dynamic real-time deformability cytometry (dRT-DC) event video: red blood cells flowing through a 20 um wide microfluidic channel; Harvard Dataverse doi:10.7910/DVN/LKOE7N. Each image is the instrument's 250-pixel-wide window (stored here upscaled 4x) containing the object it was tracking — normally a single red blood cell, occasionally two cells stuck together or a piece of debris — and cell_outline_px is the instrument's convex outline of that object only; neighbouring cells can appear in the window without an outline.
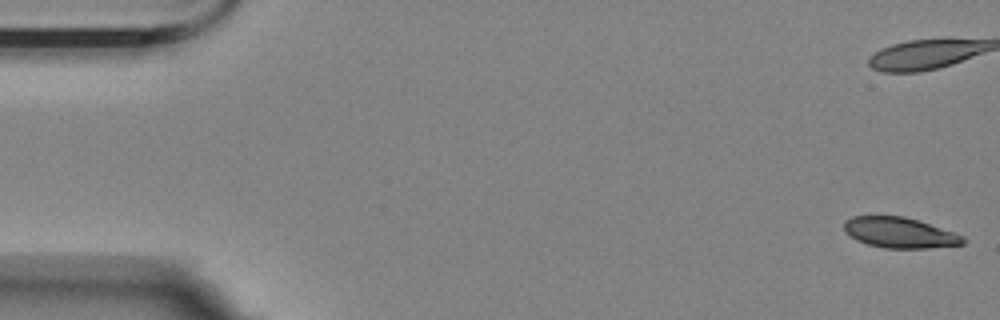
{"species": "Egyptian fruit bat (a non-hibernating species)", "species_latin": "Rousettus aegyptiacus", "temperature_condition": "room temperature", "stored_images_in_passage": 57, "camera_frame_rate_fps": 3000, "um_per_image_px": 0.085, "animal": {"sex": "female"}, "frame": {"image": 1, "passage_image": 1, "time_ms": 0.0, "image_size_px": [1000, 320], "cell_outline_px": [[968, 240], [964, 244], [928, 248], [884, 248], [868, 244], [856, 240], [844, 232], [844, 220], [852, 216], [904, 216], [964, 236]], "centroid_in_image_um": [76.44, 19.78], "position_along_channel_um": 8.6, "area_um2": 21.1}, "authors_computed_cell_mechanics": {"area_um2": 24.2182, "velocity_mm_per_s": 3.5159, "shape_relaxation_time_tau1_ms": 4.8245, "shape_relaxation_time_tau2_ms": 5.9746, "deformation_change_tau1": 0.1222, "deformation_change_tau2": 0.115}}